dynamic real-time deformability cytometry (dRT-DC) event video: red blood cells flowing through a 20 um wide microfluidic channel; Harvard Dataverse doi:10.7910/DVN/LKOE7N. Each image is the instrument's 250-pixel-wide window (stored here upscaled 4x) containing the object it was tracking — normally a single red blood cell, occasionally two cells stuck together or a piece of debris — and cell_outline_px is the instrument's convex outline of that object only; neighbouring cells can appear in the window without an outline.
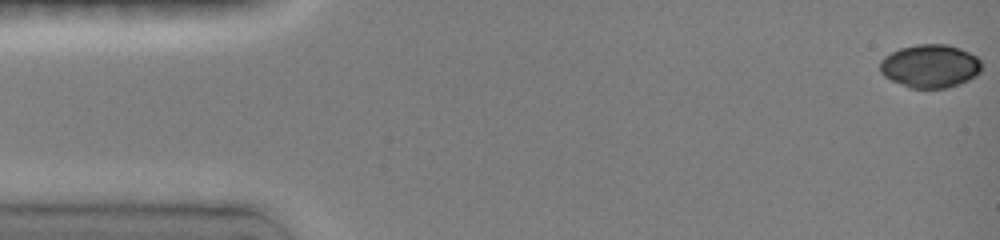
{"species": "common noctule bat (a hibernating species)", "species_latin": "Nyctalus noctula", "temperature_condition": "room temperature", "stored_images_in_passage": 60, "camera_frame_rate_fps": 3000, "um_per_image_px": 0.085, "animal": {"sex": "female", "body_mass_g": 19.0, "forearm_length_mm": 51.5}, "frame": {"image": 1, "passage_image": 1, "time_ms": 0.0, "image_size_px": [1000, 240], "cell_outline_px": [[980, 72], [976, 76], [968, 80], [944, 88], [908, 88], [884, 76], [880, 72], [880, 60], [884, 56], [900, 48], [916, 44], [948, 44], [960, 48], [976, 56], [980, 60]], "centroid_in_image_um": [79.04, 5.61], "position_along_channel_um": 6.0, "area_um2": 25.61}}
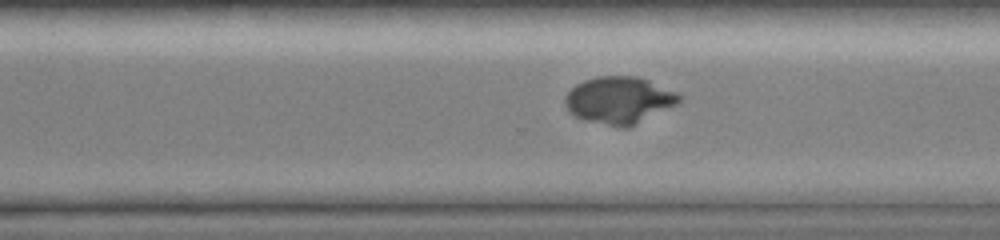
{"frame": {"image": 2, "passage_image": 42, "time_ms": 11.0, "image_size_px": [1000, 240], "cell_outline_px": [[684, 96], [676, 104], [628, 128], [620, 128], [584, 120], [568, 112], [564, 104], [564, 100], [568, 92], [576, 84], [584, 80], [596, 76], [636, 76], [648, 80], [676, 92]], "centroid_in_image_um": [52.6, 8.52], "position_along_channel_um": 318.0, "area_um2": 31.27}}
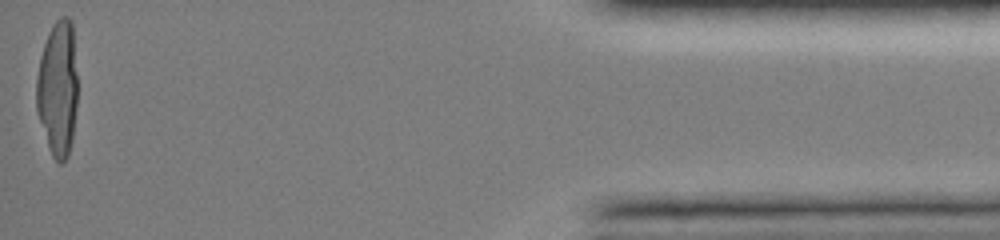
{"frame": {"image": 3, "passage_image": 60, "time_ms": 15.667, "image_size_px": [1000, 240], "cell_outline_px": [[76, 108], [72, 140], [68, 156], [60, 164], [52, 156], [48, 148], [36, 112], [36, 80], [40, 56], [48, 32], [52, 24], [60, 16], [68, 16], [72, 20], [76, 72]], "centroid_in_image_um": [4.89, 7.52], "position_along_channel_um": 430.3, "area_um2": 32.77}}